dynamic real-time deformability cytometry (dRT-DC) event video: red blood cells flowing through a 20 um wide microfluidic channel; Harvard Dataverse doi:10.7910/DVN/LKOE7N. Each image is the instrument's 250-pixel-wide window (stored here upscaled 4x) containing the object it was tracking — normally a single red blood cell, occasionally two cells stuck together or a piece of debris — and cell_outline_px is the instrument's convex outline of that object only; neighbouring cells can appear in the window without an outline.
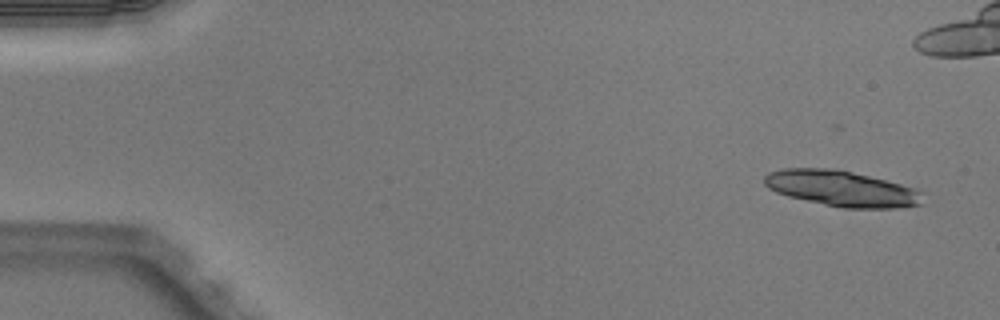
{"species": "Egyptian fruit bat (a non-hibernating species)", "species_latin": "Rousettus aegyptiacus", "temperature_condition": "warm", "stored_images_in_passage": 12, "camera_frame_rate_fps": 3000, "um_per_image_px": 0.085, "animal": {"sex": "male"}, "frame": {"image": 1, "passage_image": 1, "time_ms": 0.0, "image_size_px": [1000, 320], "cell_outline_px": [[924, 192], [920, 204], [904, 208], [844, 208], [824, 204], [788, 196], [776, 192], [768, 188], [764, 184], [764, 176], [768, 172], [784, 168], [832, 168], [852, 172], [900, 184]], "centroid_in_image_um": [71.52, 16.03], "position_along_channel_um": 13.5, "area_um2": 32.83}}